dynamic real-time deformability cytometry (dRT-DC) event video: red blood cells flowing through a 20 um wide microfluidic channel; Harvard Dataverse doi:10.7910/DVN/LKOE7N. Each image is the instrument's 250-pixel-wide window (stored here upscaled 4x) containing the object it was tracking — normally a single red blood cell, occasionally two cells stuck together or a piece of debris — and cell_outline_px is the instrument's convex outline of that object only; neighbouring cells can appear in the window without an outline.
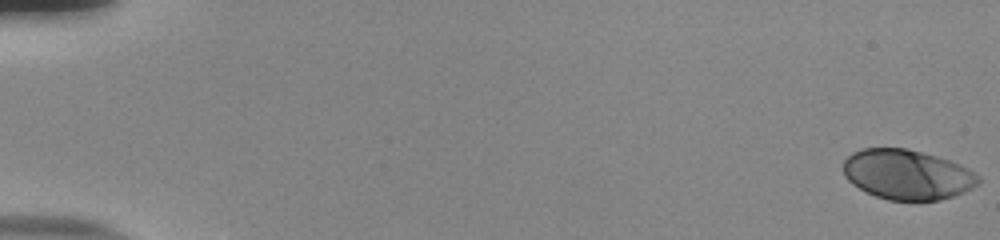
{"species": "human", "species_latin": "Homo sapiens", "temperature_condition": "room temperature", "stored_images_in_passage": 56, "camera_frame_rate_fps": 3000, "um_per_image_px": 0.085, "donor": {"sex": "male"}, "frame": {"image": 1, "passage_image": 1, "time_ms": 0.0, "image_size_px": [1000, 240], "cell_outline_px": [[980, 184], [964, 192], [940, 200], [888, 200], [876, 196], [852, 184], [844, 176], [844, 160], [852, 152], [864, 148], [908, 148], [936, 156], [960, 164], [968, 168], [980, 176]], "centroid_in_image_um": [77.13, 14.83], "position_along_channel_um": 7.9, "area_um2": 39.3}}
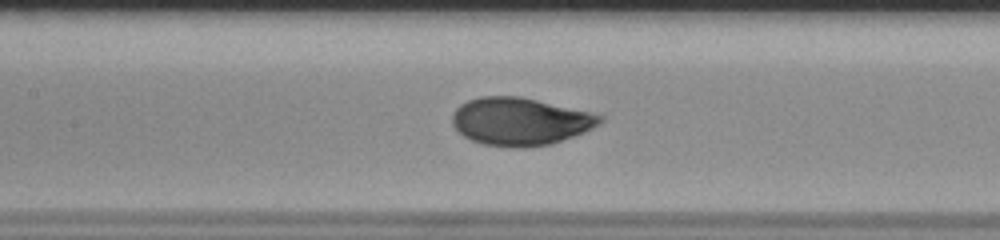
{"frame": {"image": 2, "passage_image": 28, "time_ms": 9.0, "image_size_px": [1000, 240], "cell_outline_px": [[604, 120], [600, 124], [584, 132], [552, 144], [528, 148], [512, 148], [484, 144], [472, 140], [464, 136], [452, 124], [452, 116], [456, 108], [460, 104], [468, 100], [480, 96], [520, 96], [588, 112], [604, 116]], "centroid_in_image_um": [44.2, 10.33], "position_along_channel_um": 163.2, "area_um2": 41.04}}
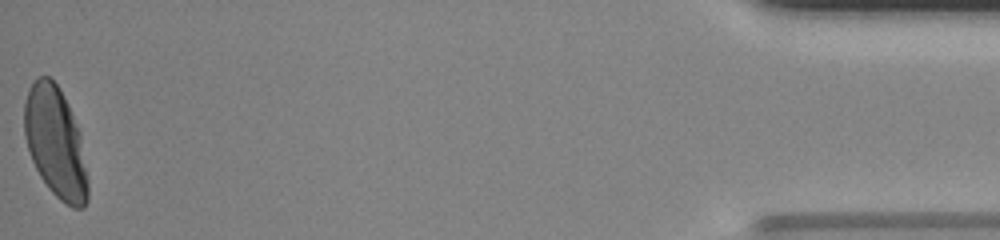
{"frame": {"image": 3, "passage_image": 56, "time_ms": 18.333, "image_size_px": [1000, 240], "cell_outline_px": [[88, 200], [84, 208], [72, 208], [64, 204], [48, 188], [40, 176], [32, 160], [24, 136], [24, 104], [28, 88], [32, 80], [36, 76], [48, 76], [56, 84], [80, 132], [88, 180]], "centroid_in_image_um": [4.7, 12.14], "position_along_channel_um": 430.5, "area_um2": 40.86}, "authors_computed_cell_mechanics": {"area_um2": 39.9687, "velocity_mm_per_s": 3.7796, "shape_relaxation_time_tau1_ms": 3.028, "shape_relaxation_time_tau2_ms": null, "deformation_change_tau1": 0.1816, "deformation_change_tau2": null}}